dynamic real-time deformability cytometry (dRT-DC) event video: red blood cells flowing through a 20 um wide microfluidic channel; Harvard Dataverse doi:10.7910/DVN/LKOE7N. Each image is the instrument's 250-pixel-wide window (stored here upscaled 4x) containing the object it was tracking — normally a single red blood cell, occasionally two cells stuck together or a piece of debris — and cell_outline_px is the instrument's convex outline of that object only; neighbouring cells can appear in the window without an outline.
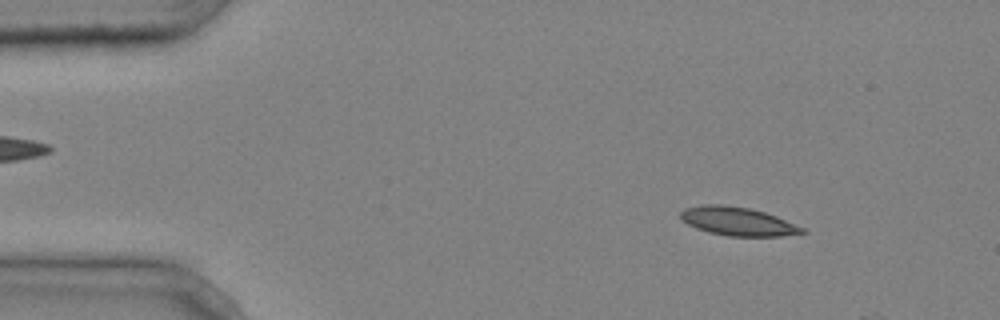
{"species": "common noctule bat (a hibernating species)", "species_latin": "Nyctalus noctula", "temperature_condition": "cold", "stored_images_in_passage": 3, "camera_frame_rate_fps": 3000, "um_per_image_px": 0.085, "animal": {"sex": "male", "body_mass_g": 20.4}, "frame": {"image": 1, "passage_image": 1, "time_ms": 0.0, "image_size_px": [1000, 320], "cell_outline_px": [[808, 232], [780, 236], [728, 236], [708, 232], [696, 228], [688, 224], [680, 216], [680, 212], [684, 208], [700, 204], [720, 204], [748, 208], [764, 212], [776, 216], [804, 228]], "centroid_in_image_um": [62.68, 18.81], "position_along_channel_um": 22.3, "area_um2": 20.11}}